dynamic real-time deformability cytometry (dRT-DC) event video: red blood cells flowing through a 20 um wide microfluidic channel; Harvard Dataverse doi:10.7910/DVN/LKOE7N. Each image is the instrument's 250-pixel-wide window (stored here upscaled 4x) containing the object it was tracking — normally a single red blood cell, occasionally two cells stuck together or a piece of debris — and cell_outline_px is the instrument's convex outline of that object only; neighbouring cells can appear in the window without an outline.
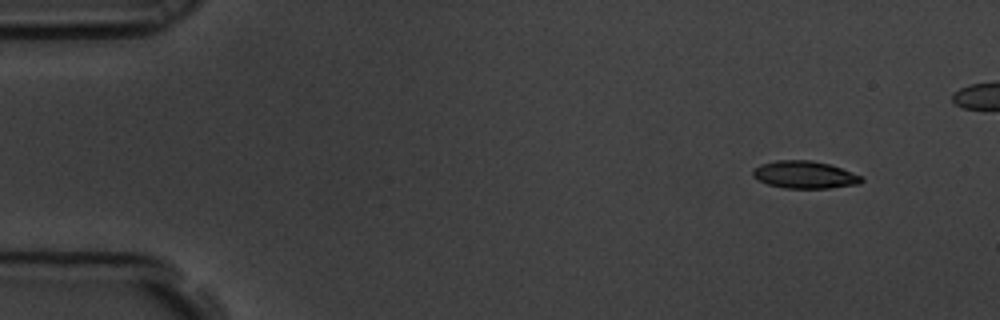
{"species": "common noctule bat (a hibernating species)", "species_latin": "Nyctalus noctula", "temperature_condition": "room temperature", "stored_images_in_passage": 8, "camera_frame_rate_fps": 3000, "um_per_image_px": 0.085, "animal": {"sex": "male", "body_mass_g": 19.5, "forearm_length_mm": 54.6}, "frame": {"image": 1, "passage_image": 1, "time_ms": 0.0, "image_size_px": [1000, 320], "cell_outline_px": [[864, 180], [860, 184], [828, 188], [784, 188], [768, 184], [752, 176], [752, 172], [760, 164], [776, 160], [812, 160], [828, 164], [864, 176]], "centroid_in_image_um": [68.42, 14.85], "position_along_channel_um": 16.6, "area_um2": 17.34}}
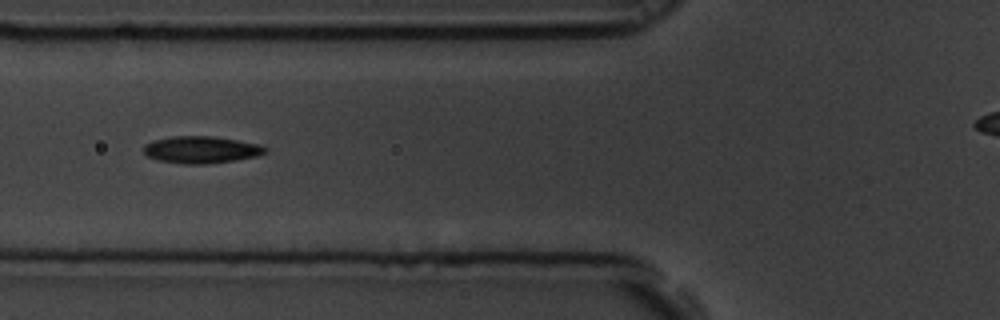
{"frame": {"image": 2, "passage_image": 6, "time_ms": 1.667, "image_size_px": [1000, 320], "cell_outline_px": [[268, 152], [256, 156], [236, 160], [204, 164], [184, 164], [156, 160], [148, 156], [144, 152], [144, 144], [152, 140], [172, 136], [212, 136], [260, 144], [268, 148]], "centroid_in_image_um": [17.1, 12.72], "position_along_channel_um": 108.7, "area_um2": 19.25}}
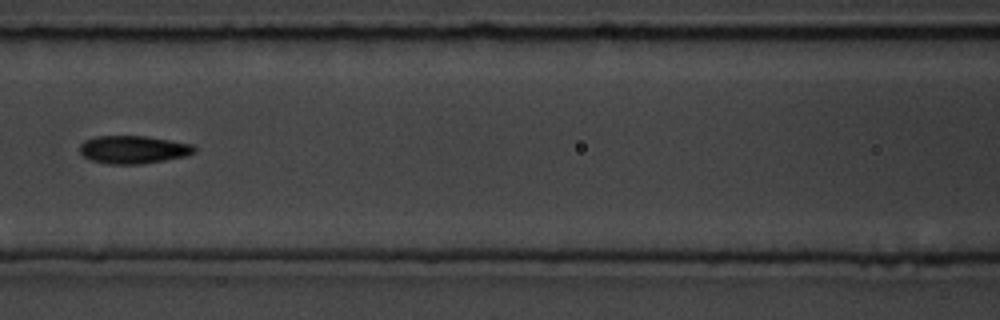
{"frame": {"image": 3, "passage_image": 7, "time_ms": 2.0, "image_size_px": [1000, 320], "cell_outline_px": [[196, 152], [184, 156], [164, 160], [140, 164], [108, 164], [92, 160], [84, 156], [80, 152], [80, 144], [84, 140], [96, 136], [148, 136], [192, 144], [196, 148]], "centroid_in_image_um": [11.33, 12.71], "position_along_channel_um": 155.3, "area_um2": 18.61}}